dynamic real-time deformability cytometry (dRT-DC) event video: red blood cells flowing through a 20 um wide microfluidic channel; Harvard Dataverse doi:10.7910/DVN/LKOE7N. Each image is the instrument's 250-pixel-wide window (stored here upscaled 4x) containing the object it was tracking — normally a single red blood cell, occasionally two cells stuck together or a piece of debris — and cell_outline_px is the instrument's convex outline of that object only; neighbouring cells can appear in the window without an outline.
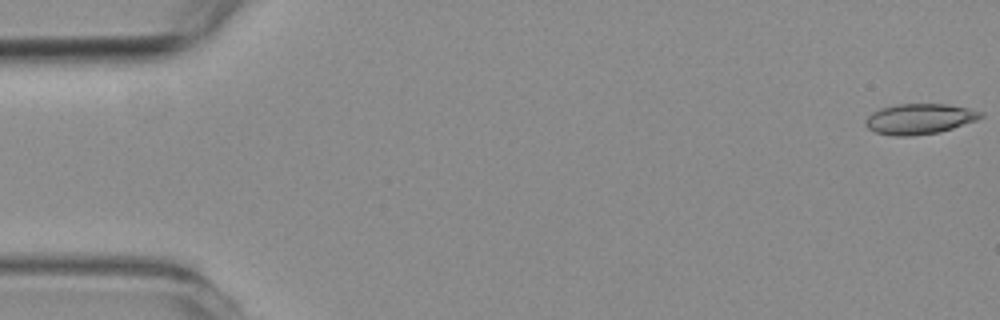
{"species": "common noctule bat (a hibernating species)", "species_latin": "Nyctalus noctula", "temperature_condition": "room temperature", "stored_images_in_passage": 57, "camera_frame_rate_fps": 3000, "um_per_image_px": 0.085, "animal": {"sex": "female", "body_mass_g": 19.3, "forearm_length_mm": 54.1}, "frame": {"image": 1, "passage_image": 1, "time_ms": 0.0, "image_size_px": [1000, 320], "cell_outline_px": [[984, 116], [976, 120], [940, 132], [912, 136], [892, 136], [876, 132], [868, 128], [864, 124], [868, 116], [872, 112], [880, 108], [896, 104], [948, 104], [968, 108], [984, 112]], "centroid_in_image_um": [78.15, 10.1], "position_along_channel_um": 6.8, "area_um2": 20.52}}
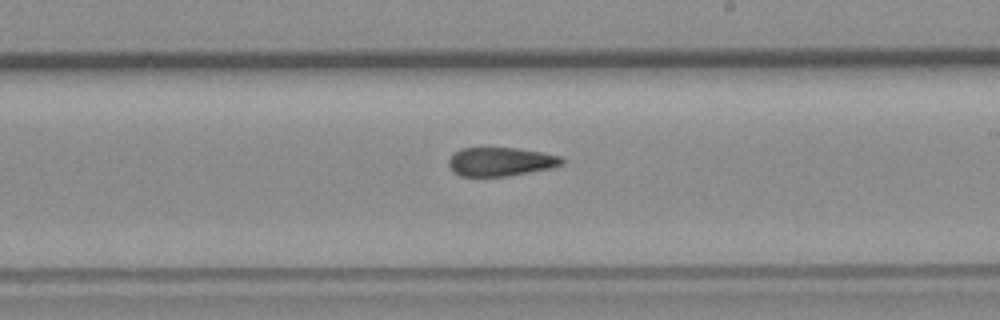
{"frame": {"image": 2, "passage_image": 33, "time_ms": 10.667, "image_size_px": [1000, 320], "cell_outline_px": [[564, 164], [552, 168], [508, 176], [460, 176], [452, 172], [448, 164], [448, 160], [460, 148], [516, 148], [540, 152], [560, 156], [564, 160]], "centroid_in_image_um": [42.55, 13.75], "position_along_channel_um": 246.4, "area_um2": 18.96}}
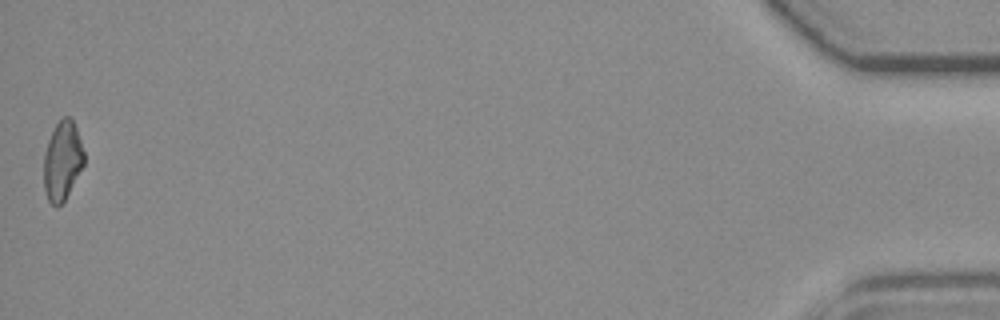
{"frame": {"image": 3, "passage_image": 57, "time_ms": 18.667, "image_size_px": [1000, 320], "cell_outline_px": [[84, 164], [64, 200], [56, 208], [48, 200], [44, 188], [44, 152], [48, 140], [60, 116], [72, 116], [84, 152]], "centroid_in_image_um": [5.29, 13.62], "position_along_channel_um": 429.9, "area_um2": 18.5}, "authors_computed_cell_mechanics": {"area_um2": 19.9988, "velocity_mm_per_s": 3.5959, "shape_relaxation_time_tau1_ms": null, "shape_relaxation_time_tau2_ms": 3.9984, "deformation_change_tau1": null, "deformation_change_tau2": 0.1216}}